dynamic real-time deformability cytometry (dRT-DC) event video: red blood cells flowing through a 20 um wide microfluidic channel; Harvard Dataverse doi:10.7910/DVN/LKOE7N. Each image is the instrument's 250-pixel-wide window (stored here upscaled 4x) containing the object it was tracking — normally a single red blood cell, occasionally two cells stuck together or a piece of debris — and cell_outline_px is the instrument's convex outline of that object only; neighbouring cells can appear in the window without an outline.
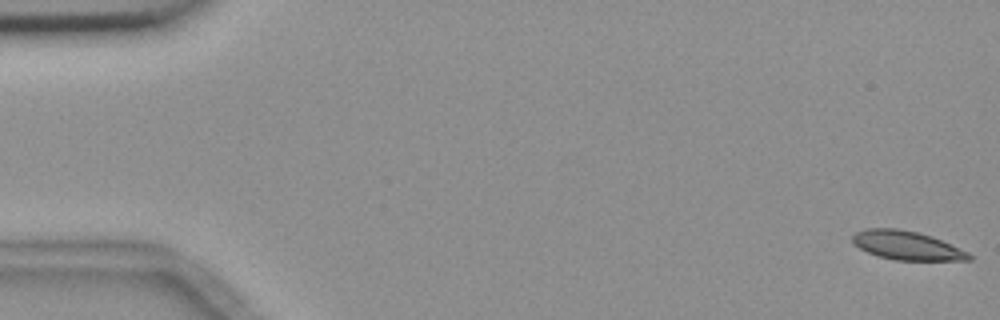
{"species": "common noctule bat (a hibernating species)", "species_latin": "Nyctalus noctula", "temperature_condition": "room temperature", "stored_images_in_passage": 17, "camera_frame_rate_fps": 3000, "um_per_image_px": 0.085, "animal": {"sex": "female", "body_mass_g": 18.4}, "frame": {"image": 1, "passage_image": 1, "time_ms": 0.0, "image_size_px": [1000, 320], "cell_outline_px": [[972, 260], [896, 260], [880, 256], [868, 252], [860, 248], [852, 240], [852, 236], [856, 232], [864, 228], [896, 228], [916, 232], [932, 236], [968, 252], [972, 256]], "centroid_in_image_um": [77.08, 20.86], "position_along_channel_um": 7.9, "area_um2": 19.31}}